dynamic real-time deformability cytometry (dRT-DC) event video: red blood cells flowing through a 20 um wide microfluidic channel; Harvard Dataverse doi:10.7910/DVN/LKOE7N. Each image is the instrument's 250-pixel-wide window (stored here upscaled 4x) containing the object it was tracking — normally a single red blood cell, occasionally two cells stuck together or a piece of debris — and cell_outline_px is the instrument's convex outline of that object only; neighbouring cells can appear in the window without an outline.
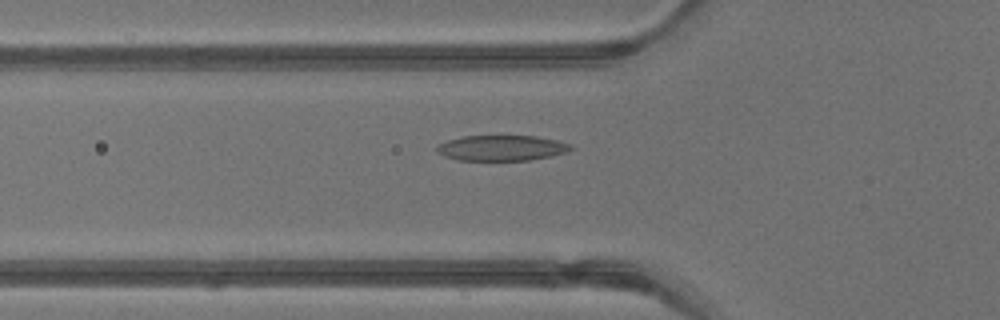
{"species": "common noctule bat (a hibernating species)", "species_latin": "Nyctalus noctula", "temperature_condition": "warm", "stored_images_in_passage": 31, "camera_frame_rate_fps": 3000, "um_per_image_px": 0.085, "animal": {"sex": "male", "body_mass_g": 13.3}, "frame": {"image": 1, "passage_image": 4, "time_ms": 1.0, "image_size_px": [1000, 320], "cell_outline_px": [[572, 148], [568, 152], [552, 156], [528, 160], [456, 160], [444, 156], [436, 152], [436, 144], [460, 136], [536, 136], [556, 140], [572, 144]], "centroid_in_image_um": [42.61, 12.58], "position_along_channel_um": 83.2, "area_um2": 20.06}}
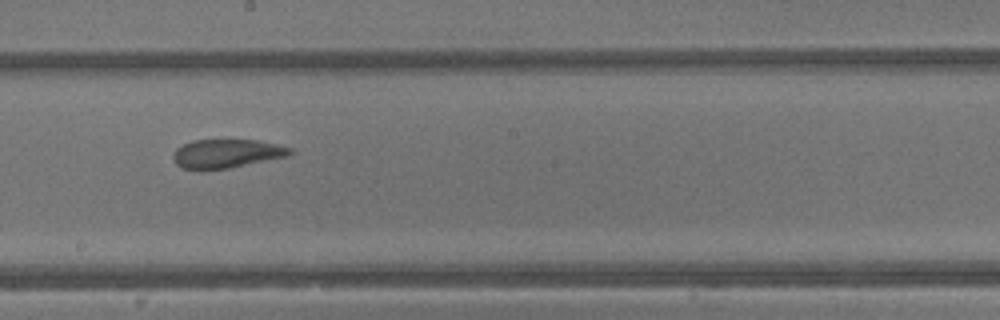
{"frame": {"image": 2, "passage_image": 13, "time_ms": 4.0, "image_size_px": [1000, 320], "cell_outline_px": [[292, 152], [288, 156], [232, 168], [180, 168], [172, 160], [172, 156], [176, 148], [192, 140], [256, 140], [276, 144], [292, 148]], "centroid_in_image_um": [19.26, 13.04], "position_along_channel_um": 228.9, "area_um2": 19.42}}
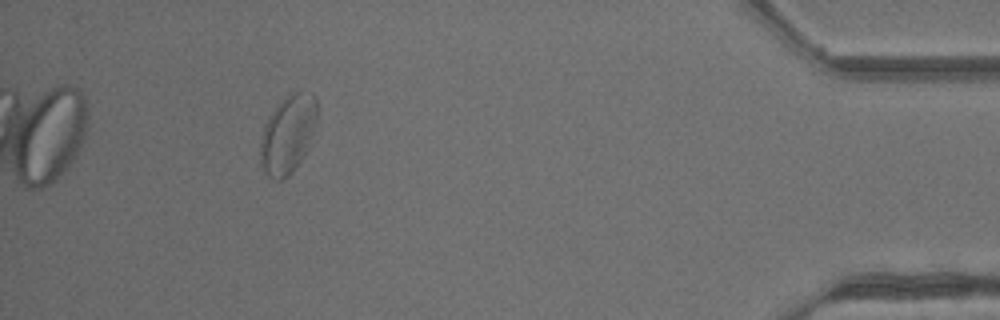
{"frame": {"image": 3, "passage_image": 28, "time_ms": 9.0, "image_size_px": [1000, 320], "cell_outline_px": [[316, 124], [304, 152], [300, 160], [292, 172], [288, 176], [280, 180], [276, 180], [268, 176], [264, 172], [260, 164], [260, 140], [264, 124], [268, 116], [276, 104], [288, 92], [300, 92], [316, 96]], "centroid_in_image_um": [24.41, 11.39], "position_along_channel_um": 410.8, "area_um2": 25.78}, "authors_computed_cell_mechanics": {"area_um2": 21.097, "velocity_mm_per_s": 4.8374, "shape_relaxation_time_tau1_ms": 2.7174, "shape_relaxation_time_tau2_ms": 1.1095, "deformation_change_tau1": 0.1165, "deformation_change_tau2": 0.0785}}